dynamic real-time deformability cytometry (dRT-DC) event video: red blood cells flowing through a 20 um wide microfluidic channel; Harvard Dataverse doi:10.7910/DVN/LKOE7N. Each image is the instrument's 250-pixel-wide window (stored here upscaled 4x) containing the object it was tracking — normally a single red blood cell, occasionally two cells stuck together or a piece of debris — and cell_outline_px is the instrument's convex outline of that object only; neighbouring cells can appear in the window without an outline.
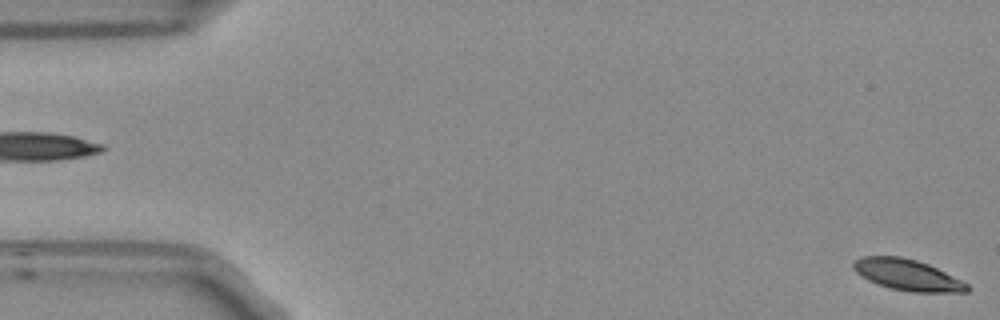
{"species": "Egyptian fruit bat (a non-hibernating species)", "species_latin": "Rousettus aegyptiacus", "temperature_condition": "room temperature", "stored_images_in_passage": 5, "camera_frame_rate_fps": 3000, "um_per_image_px": 0.085, "frame": {"image": 1, "passage_image": 5, "time_ms": 1.333, "image_size_px": [1000, 320], "cell_outline_px": [[968, 292], [912, 292], [892, 288], [876, 284], [860, 276], [852, 268], [852, 264], [860, 256], [900, 256], [916, 260], [928, 264], [968, 284]], "centroid_in_image_um": [77.07, 23.36], "position_along_channel_um": 7.9, "area_um2": 20.46}}